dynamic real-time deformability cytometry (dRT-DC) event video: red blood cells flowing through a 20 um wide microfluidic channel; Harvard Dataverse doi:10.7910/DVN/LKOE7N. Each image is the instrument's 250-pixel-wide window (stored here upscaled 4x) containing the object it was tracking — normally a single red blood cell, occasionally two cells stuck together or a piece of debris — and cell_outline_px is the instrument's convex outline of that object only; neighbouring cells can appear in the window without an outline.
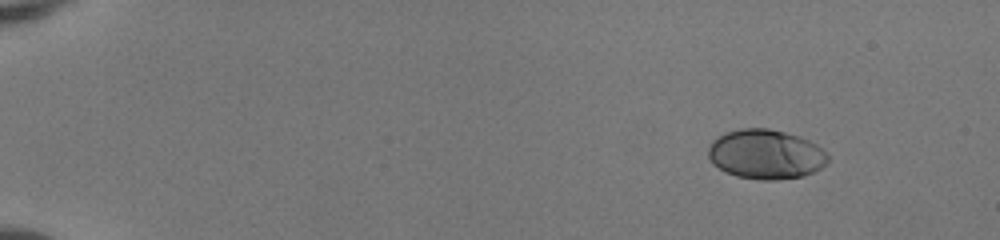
{"species": "human", "species_latin": "Homo sapiens", "temperature_condition": "room temperature", "stored_images_in_passage": 40, "camera_frame_rate_fps": 3000, "um_per_image_px": 0.085, "donor": {"sex": "female"}, "frame": {"image": 1, "passage_image": 1, "time_ms": 0.0, "image_size_px": [1000, 240], "cell_outline_px": [[828, 160], [820, 168], [804, 176], [776, 180], [760, 180], [736, 176], [724, 172], [712, 164], [708, 156], [708, 148], [712, 140], [724, 132], [740, 128], [768, 128], [800, 136], [816, 144], [828, 156]], "centroid_in_image_um": [65.04, 13.11], "position_along_channel_um": 20.0, "area_um2": 34.74}}
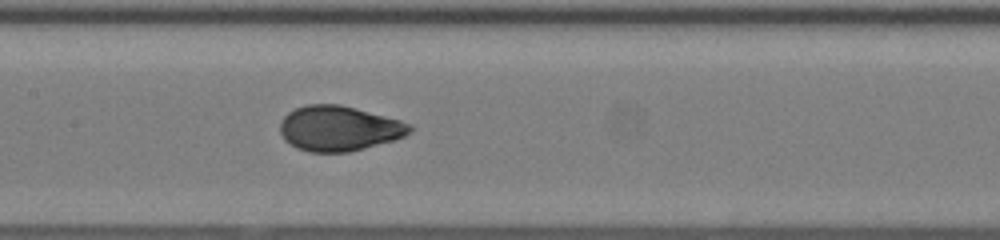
{"frame": {"image": 2, "passage_image": 23, "time_ms": 7.333, "image_size_px": [1000, 240], "cell_outline_px": [[412, 132], [404, 136], [392, 140], [364, 148], [348, 152], [308, 152], [296, 148], [284, 140], [280, 132], [280, 124], [284, 116], [288, 112], [296, 108], [308, 104], [340, 104], [400, 120], [412, 124]], "centroid_in_image_um": [28.79, 10.91], "position_along_channel_um": 178.6, "area_um2": 34.04}}
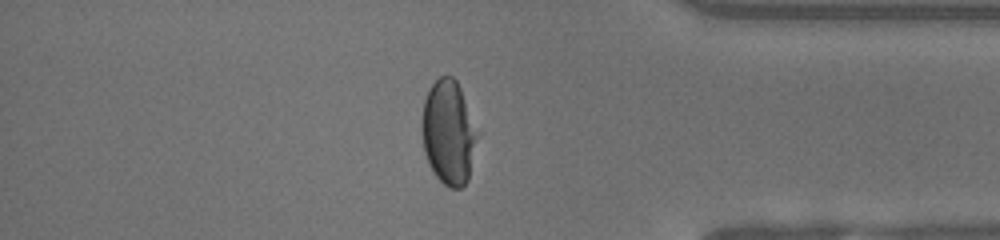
{"frame": {"image": 3, "passage_image": 40, "time_ms": 13.0, "image_size_px": [1000, 240], "cell_outline_px": [[480, 132], [468, 180], [460, 188], [448, 188], [436, 176], [424, 152], [420, 128], [420, 124], [424, 100], [432, 84], [440, 76], [452, 76], [456, 80], [460, 88]], "centroid_in_image_um": [38.14, 11.26], "position_along_channel_um": 397.1, "area_um2": 34.16}, "authors_computed_cell_mechanics": {"area_um2": 33.9575, "velocity_mm_per_s": 4.1252, "shape_relaxation_time_tau1_ms": 5.1343, "shape_relaxation_time_tau2_ms": null, "deformation_change_tau1": 0.2043, "deformation_change_tau2": null}}